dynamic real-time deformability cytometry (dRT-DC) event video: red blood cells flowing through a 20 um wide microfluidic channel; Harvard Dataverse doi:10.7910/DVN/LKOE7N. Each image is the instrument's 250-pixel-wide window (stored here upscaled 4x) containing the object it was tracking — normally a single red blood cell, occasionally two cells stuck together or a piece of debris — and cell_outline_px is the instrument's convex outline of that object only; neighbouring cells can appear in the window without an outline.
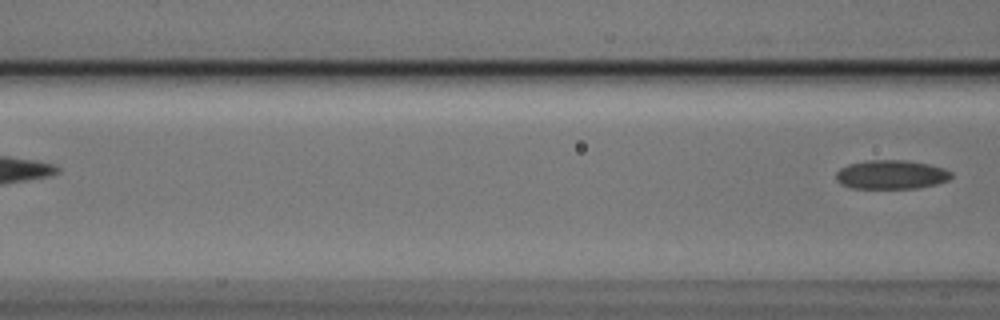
{"species": "Egyptian fruit bat (a non-hibernating species)", "species_latin": "Rousettus aegyptiacus", "temperature_condition": "cold", "stored_images_in_passage": 7, "segment_of_instrument_passage": [2, 2], "camera_frame_rate_fps": 3000, "um_per_image_px": 0.085, "animal": {"sex": "male"}, "frame": {"image": 1, "passage_image": 7, "time_ms": 2.0, "image_size_px": [1000, 320], "cell_outline_px": [[952, 176], [948, 180], [936, 184], [920, 188], [852, 188], [840, 184], [836, 180], [836, 172], [840, 168], [848, 164], [868, 160], [908, 160], [932, 164], [944, 168], [952, 172]], "centroid_in_image_um": [75.77, 14.83], "position_along_channel_um": 90.8, "area_um2": 19.71}}